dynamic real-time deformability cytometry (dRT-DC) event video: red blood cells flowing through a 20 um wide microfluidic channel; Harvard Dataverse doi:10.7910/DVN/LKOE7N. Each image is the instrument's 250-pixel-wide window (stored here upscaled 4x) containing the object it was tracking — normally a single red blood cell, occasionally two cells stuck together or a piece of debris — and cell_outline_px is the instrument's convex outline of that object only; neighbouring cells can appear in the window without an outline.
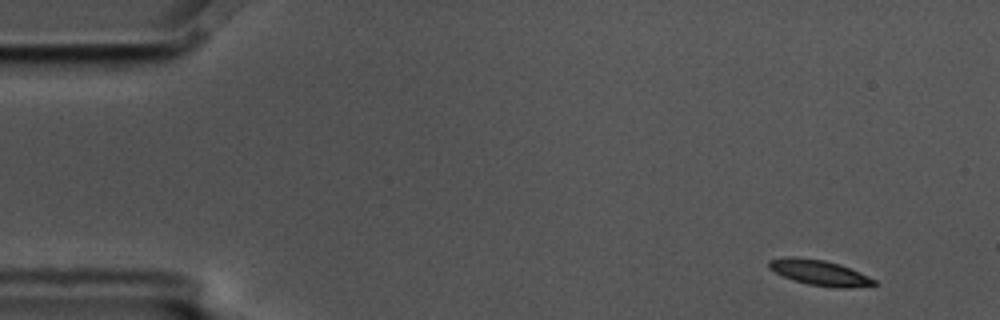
{"species": "common noctule bat (a hibernating species)", "species_latin": "Nyctalus noctula", "temperature_condition": "cold", "stored_images_in_passage": 5, "camera_frame_rate_fps": 3000, "um_per_image_px": 0.085, "animal": {"sex": "male", "body_mass_g": 17.5, "forearm_length_mm": 52.3}, "frame": {"image": 1, "passage_image": 1, "time_ms": 0.0, "image_size_px": [1000, 320], "cell_outline_px": [[876, 284], [848, 288], [836, 288], [808, 284], [792, 280], [768, 268], [768, 260], [788, 256], [796, 256], [824, 260], [840, 264], [860, 272], [876, 280]], "centroid_in_image_um": [69.63, 23.16], "position_along_channel_um": 15.4, "area_um2": 15.61}}
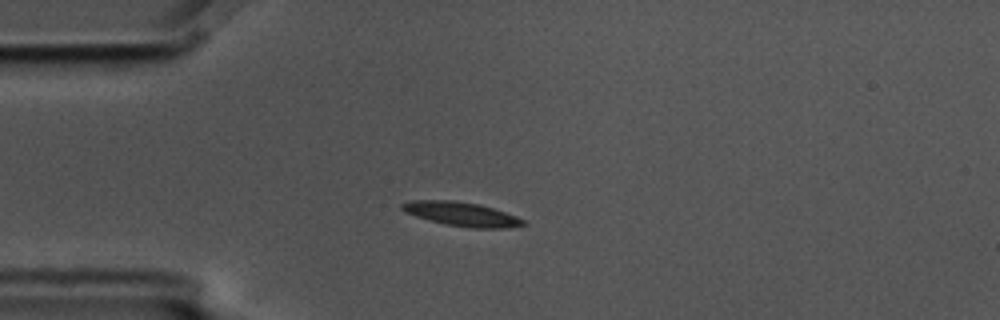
{"frame": {"image": 2, "passage_image": 4, "time_ms": 1.0, "image_size_px": [1000, 320], "cell_outline_px": [[528, 224], [508, 228], [472, 228], [448, 224], [416, 216], [404, 212], [400, 208], [400, 204], [412, 200], [452, 200], [480, 204], [516, 216], [524, 220]], "centroid_in_image_um": [39.24, 18.19], "position_along_channel_um": 45.8, "area_um2": 16.82}}